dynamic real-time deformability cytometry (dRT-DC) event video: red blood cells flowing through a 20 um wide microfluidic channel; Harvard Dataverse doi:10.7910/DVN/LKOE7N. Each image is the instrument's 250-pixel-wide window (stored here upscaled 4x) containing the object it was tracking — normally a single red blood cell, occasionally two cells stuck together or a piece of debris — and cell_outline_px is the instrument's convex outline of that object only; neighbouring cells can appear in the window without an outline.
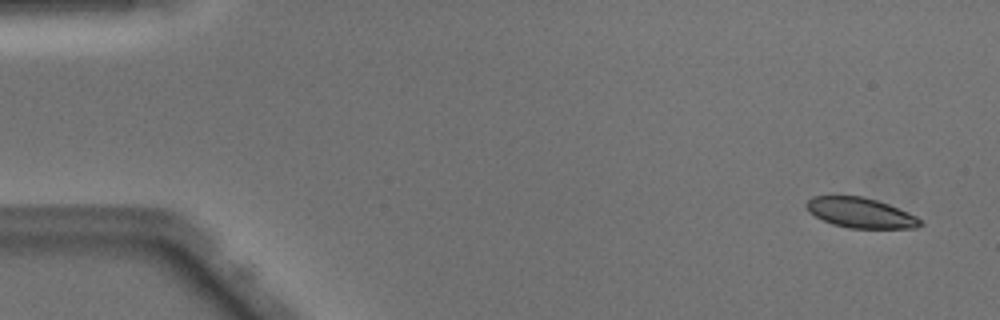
{"species": "Egyptian fruit bat (a non-hibernating species)", "species_latin": "Rousettus aegyptiacus", "temperature_condition": "warm", "stored_images_in_passage": 50, "camera_frame_rate_fps": 3000, "um_per_image_px": 0.085, "animal": {"sex": "male"}, "frame": {"image": 1, "passage_image": 3, "time_ms": 0.667, "image_size_px": [1000, 320], "cell_outline_px": [[924, 224], [916, 228], [848, 228], [832, 224], [808, 212], [804, 204], [812, 196], [864, 196], [888, 204], [908, 212], [924, 220]], "centroid_in_image_um": [73.16, 18.09], "position_along_channel_um": 11.8, "area_um2": 20.11}}
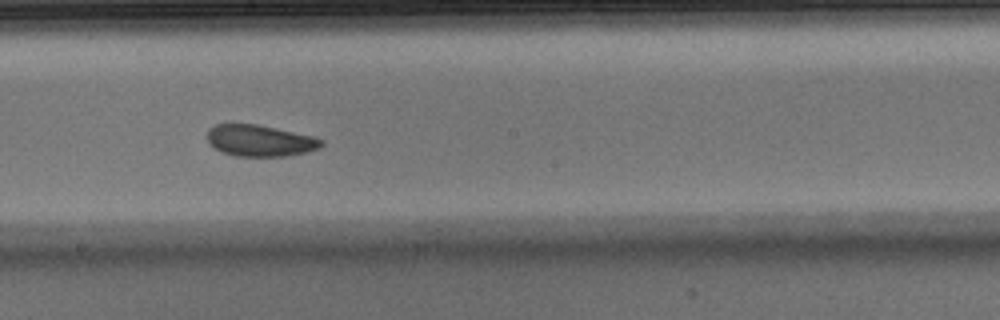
{"frame": {"image": 2, "passage_image": 28, "time_ms": 9.0, "image_size_px": [1000, 320], "cell_outline_px": [[324, 144], [320, 148], [308, 152], [288, 156], [236, 156], [220, 152], [208, 144], [208, 128], [216, 124], [256, 124], [276, 128], [312, 136], [324, 140]], "centroid_in_image_um": [22.09, 11.96], "position_along_channel_um": 226.1, "area_um2": 21.1}}
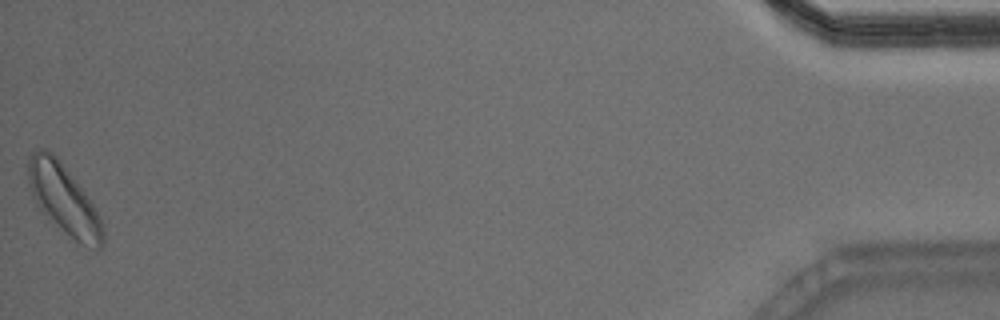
{"frame": {"image": 3, "passage_image": 50, "time_ms": 16.333, "image_size_px": [1000, 320], "cell_outline_px": [[104, 244], [100, 248], [76, 248], [48, 220], [36, 204], [32, 196], [28, 184], [24, 164], [28, 156], [36, 148], [44, 148], [52, 152], [60, 160], [84, 192], [92, 204], [104, 224]], "centroid_in_image_um": [5.38, 17.02], "position_along_channel_um": 429.8, "area_um2": 31.96}, "authors_computed_cell_mechanics": {"area_um2": 21.675, "velocity_mm_per_s": 4.073, "shape_relaxation_time_tau1_ms": 2.4916, "shape_relaxation_time_tau2_ms": null, "deformation_change_tau1": 0.0901, "deformation_change_tau2": null}}